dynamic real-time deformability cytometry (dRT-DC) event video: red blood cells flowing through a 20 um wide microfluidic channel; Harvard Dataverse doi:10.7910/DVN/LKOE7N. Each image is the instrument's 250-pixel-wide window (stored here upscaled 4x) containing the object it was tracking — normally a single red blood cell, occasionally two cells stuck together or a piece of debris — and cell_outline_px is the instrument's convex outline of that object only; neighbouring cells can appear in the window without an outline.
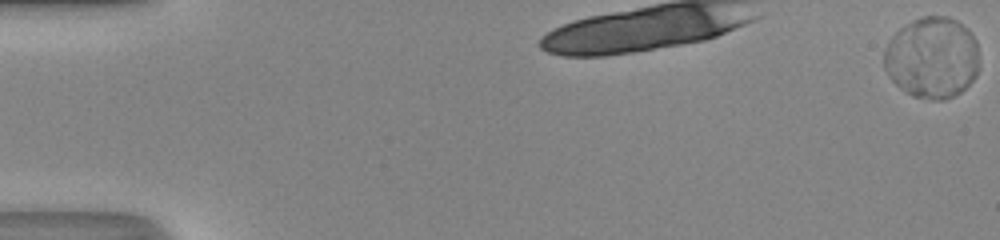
{"species": "human", "species_latin": "Homo sapiens", "temperature_condition": "room temperature", "stored_images_in_passage": 10, "camera_frame_rate_fps": 3000, "um_per_image_px": 0.085, "donor": {"sex": "male"}, "frame": {"image": 1, "passage_image": 1, "time_ms": 0.0, "image_size_px": [1000, 240], "cell_outline_px": [[980, 68], [976, 76], [960, 92], [944, 100], [928, 100], [912, 96], [896, 84], [892, 80], [884, 68], [884, 48], [888, 40], [904, 24], [912, 20], [924, 16], [948, 16], [956, 20], [968, 28], [976, 40]], "centroid_in_image_um": [79.23, 4.89], "position_along_channel_um": 5.8, "area_um2": 45.6}}